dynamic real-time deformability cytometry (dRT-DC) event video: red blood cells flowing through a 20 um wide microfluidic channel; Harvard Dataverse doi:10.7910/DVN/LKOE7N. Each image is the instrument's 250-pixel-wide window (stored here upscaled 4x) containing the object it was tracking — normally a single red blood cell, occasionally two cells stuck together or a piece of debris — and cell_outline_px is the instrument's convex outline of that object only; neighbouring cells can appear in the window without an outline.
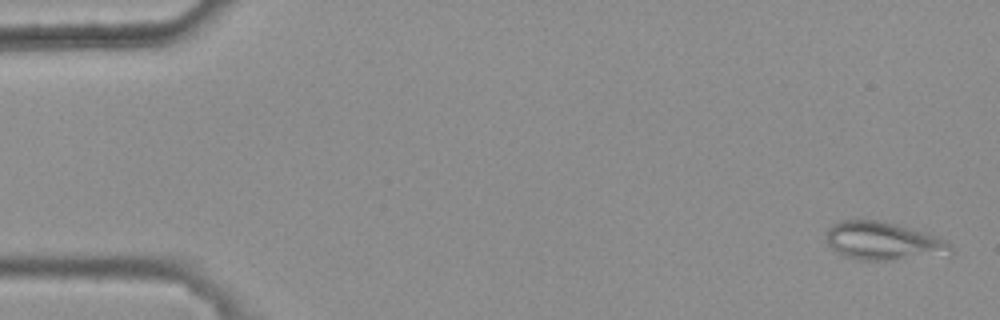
{"species": "common noctule bat (a hibernating species)", "species_latin": "Nyctalus noctula", "temperature_condition": "warm", "stored_images_in_passage": 4, "camera_frame_rate_fps": 3000, "um_per_image_px": 0.085, "animal": {"sex": "female", "body_mass_g": 25.1}, "frame": {"image": 1, "passage_image": 1, "time_ms": 0.0, "image_size_px": [1000, 320], "cell_outline_px": [[952, 256], [884, 260], [860, 260], [844, 256], [836, 252], [828, 244], [828, 228], [832, 224], [840, 220], [880, 220], [896, 224], [936, 236], [948, 240], [952, 248]], "centroid_in_image_um": [75.15, 20.51], "position_along_channel_um": 9.9, "area_um2": 27.92}}